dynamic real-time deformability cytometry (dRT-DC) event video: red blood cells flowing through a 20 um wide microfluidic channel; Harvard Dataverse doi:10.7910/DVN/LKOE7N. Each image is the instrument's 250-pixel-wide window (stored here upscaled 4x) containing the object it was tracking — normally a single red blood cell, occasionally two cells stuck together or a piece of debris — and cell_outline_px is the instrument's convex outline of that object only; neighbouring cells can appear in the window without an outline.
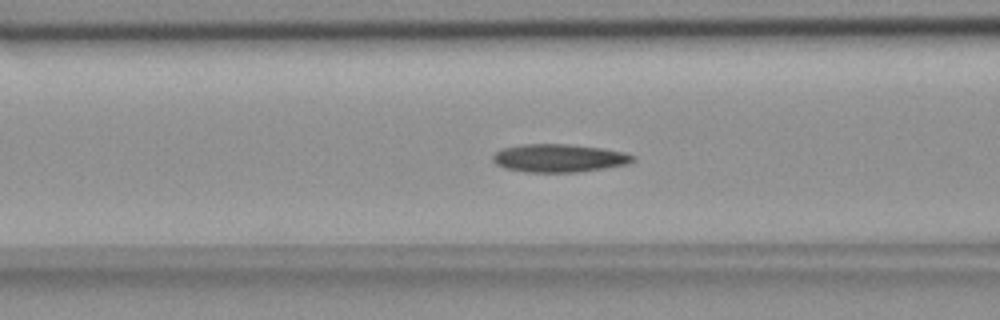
{"species": "common noctule bat (a hibernating species)", "species_latin": "Nyctalus noctula", "temperature_condition": "room temperature", "stored_images_in_passage": 42, "camera_frame_rate_fps": 3000, "um_per_image_px": 0.085, "animal": {"sex": "female", "body_mass_g": 18.4}, "frame": {"image": 1, "passage_image": 11, "time_ms": 3.333, "image_size_px": [1000, 320], "cell_outline_px": [[636, 160], [628, 164], [604, 168], [576, 172], [524, 172], [504, 168], [496, 164], [492, 160], [492, 156], [496, 152], [504, 148], [520, 144], [568, 144], [600, 148], [624, 152], [636, 156]], "centroid_in_image_um": [47.52, 13.44], "position_along_channel_um": 119.1, "area_um2": 22.95}}
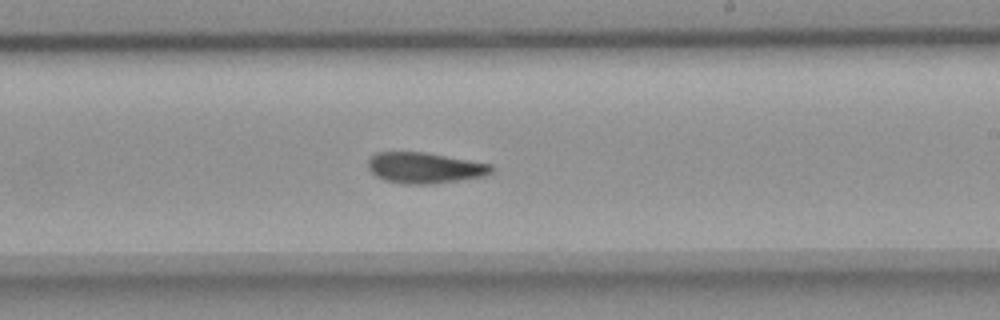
{"frame": {"image": 2, "passage_image": 22, "time_ms": 7.0, "image_size_px": [1000, 320], "cell_outline_px": [[496, 168], [492, 172], [484, 176], [460, 180], [428, 184], [404, 184], [384, 180], [376, 176], [368, 168], [368, 156], [376, 152], [424, 152], [492, 164]], "centroid_in_image_um": [36.09, 14.26], "position_along_channel_um": 252.9, "area_um2": 22.31}}
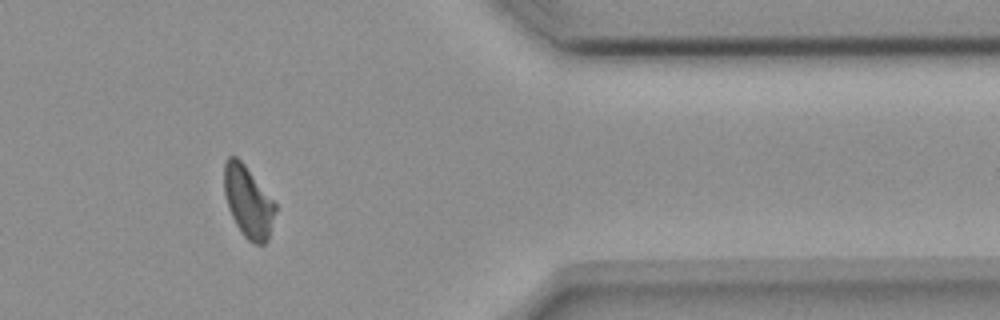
{"frame": {"image": 3, "passage_image": 35, "time_ms": 11.333, "image_size_px": [1000, 320], "cell_outline_px": [[276, 212], [268, 240], [264, 244], [256, 244], [248, 240], [244, 236], [236, 224], [228, 208], [224, 192], [224, 164], [228, 156], [236, 156], [244, 164], [276, 204]], "centroid_in_image_um": [21.09, 17.16], "position_along_channel_um": 390.3, "area_um2": 21.15}, "authors_computed_cell_mechanics": {"area_um2": 22.3397, "velocity_mm_per_s": 3.6598, "shape_relaxation_time_tau1_ms": 7.2743, "shape_relaxation_time_tau2_ms": 5.0318, "deformation_change_tau1": 0.1818, "deformation_change_tau2": 0.1158}}